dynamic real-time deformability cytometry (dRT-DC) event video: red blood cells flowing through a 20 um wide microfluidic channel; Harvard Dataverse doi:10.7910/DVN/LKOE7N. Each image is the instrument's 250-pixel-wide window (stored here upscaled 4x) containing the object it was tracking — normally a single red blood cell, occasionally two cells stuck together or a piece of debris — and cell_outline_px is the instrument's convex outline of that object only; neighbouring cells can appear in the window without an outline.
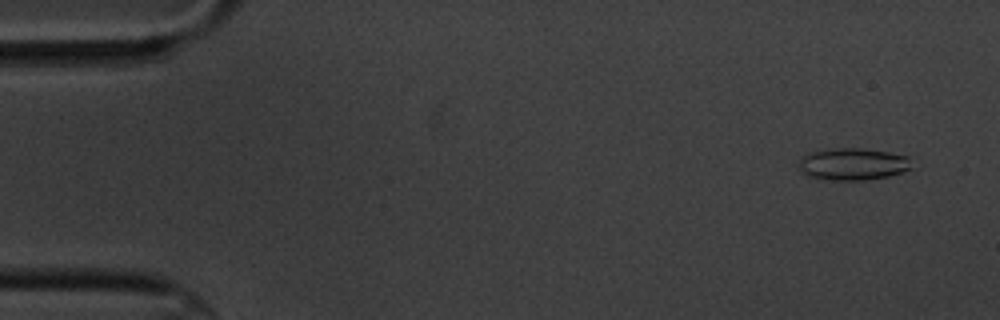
{"species": "common noctule bat (a hibernating species)", "species_latin": "Nyctalus noctula", "temperature_condition": "cold", "stored_images_in_passage": 6, "camera_frame_rate_fps": 3000, "um_per_image_px": 0.085, "animal": {"sex": "male", "body_mass_g": 20.1, "forearm_length_mm": 53.5}, "frame": {"image": 1, "passage_image": 2, "time_ms": 1.0, "image_size_px": [1000, 320], "cell_outline_px": [[908, 168], [900, 172], [888, 176], [864, 180], [828, 180], [808, 176], [800, 172], [796, 164], [800, 156], [804, 152], [816, 148], [864, 148], [888, 152], [908, 156]], "centroid_in_image_um": [72.3, 13.92], "position_along_channel_um": 12.7, "area_um2": 21.56}}